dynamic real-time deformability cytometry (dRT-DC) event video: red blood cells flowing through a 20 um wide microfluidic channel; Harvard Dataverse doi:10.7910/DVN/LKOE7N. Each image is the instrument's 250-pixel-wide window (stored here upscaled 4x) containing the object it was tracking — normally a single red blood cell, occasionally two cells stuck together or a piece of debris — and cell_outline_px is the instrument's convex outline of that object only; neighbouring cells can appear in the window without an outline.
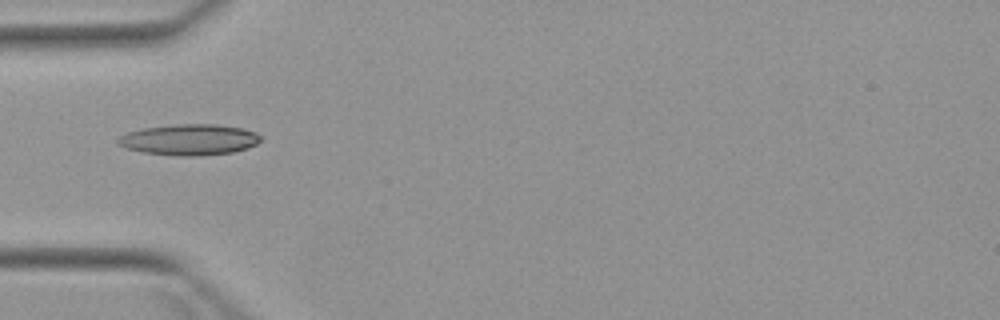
{"species": "Egyptian fruit bat (a non-hibernating species)", "species_latin": "Rousettus aegyptiacus", "temperature_condition": "warm", "stored_images_in_passage": 1, "camera_frame_rate_fps": 3000, "um_per_image_px": 0.085, "animal": {"sex": "female"}, "frame": {"image": 1, "passage_image": 1, "time_ms": 0.0, "image_size_px": [1000, 320], "cell_outline_px": [[260, 140], [256, 144], [248, 148], [232, 152], [200, 156], [180, 156], [144, 152], [128, 148], [116, 144], [116, 140], [120, 136], [128, 132], [144, 128], [176, 124], [216, 124], [244, 128], [256, 132], [260, 136]], "centroid_in_image_um": [16.11, 11.87], "position_along_channel_um": 68.9, "area_um2": 25.72}}